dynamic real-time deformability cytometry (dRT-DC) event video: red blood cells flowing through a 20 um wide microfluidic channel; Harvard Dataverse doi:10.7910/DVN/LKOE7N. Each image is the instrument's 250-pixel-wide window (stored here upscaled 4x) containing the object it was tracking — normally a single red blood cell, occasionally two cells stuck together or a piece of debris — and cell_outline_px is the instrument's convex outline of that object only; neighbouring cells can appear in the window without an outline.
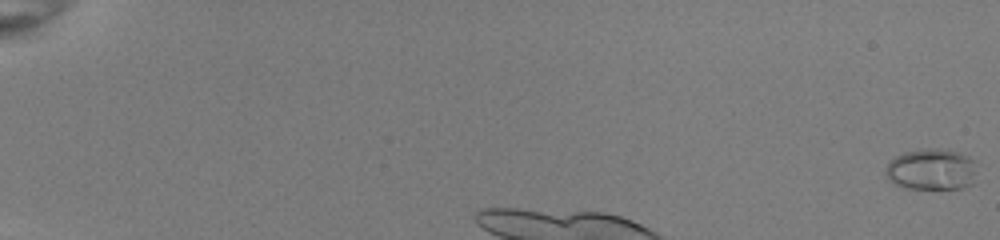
{"species": "common noctule bat (a hibernating species)", "species_latin": "Nyctalus noctula", "temperature_condition": "room temperature", "stored_images_in_passage": 15, "camera_frame_rate_fps": 3000, "um_per_image_px": 0.085, "animal": {"sex": "female", "body_mass_g": 22.0, "forearm_length_mm": 56.7}, "frame": {"image": 1, "passage_image": 1, "time_ms": 0.0, "image_size_px": [1000, 240], "cell_outline_px": [[976, 160], [972, 184], [964, 188], [904, 188], [888, 180], [884, 172], [888, 164], [896, 156], [904, 152], [924, 148], [936, 148], [960, 152]], "centroid_in_image_um": [79.17, 14.39], "position_along_channel_um": 5.8, "area_um2": 22.02}}